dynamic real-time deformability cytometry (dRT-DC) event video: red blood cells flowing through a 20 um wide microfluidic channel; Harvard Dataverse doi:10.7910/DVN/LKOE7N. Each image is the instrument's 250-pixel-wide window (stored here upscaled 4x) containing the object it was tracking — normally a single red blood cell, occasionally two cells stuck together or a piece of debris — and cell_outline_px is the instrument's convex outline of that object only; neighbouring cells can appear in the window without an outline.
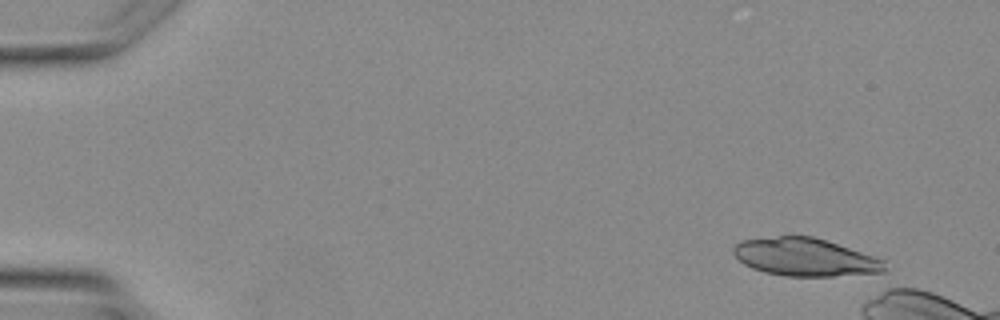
{"species": "Egyptian fruit bat (a non-hibernating species)", "species_latin": "Rousettus aegyptiacus", "temperature_condition": "warm", "stored_images_in_passage": 4, "camera_frame_rate_fps": 3000, "um_per_image_px": 0.085, "animal": {"sex": "female"}, "frame": {"image": 1, "passage_image": 1, "time_ms": 0.0, "image_size_px": [1000, 320], "cell_outline_px": [[884, 276], [784, 276], [764, 272], [752, 268], [744, 264], [732, 252], [732, 248], [740, 240], [780, 236], [812, 236], [884, 260]], "centroid_in_image_um": [68.49, 21.89], "position_along_channel_um": 16.5, "area_um2": 33.7}}